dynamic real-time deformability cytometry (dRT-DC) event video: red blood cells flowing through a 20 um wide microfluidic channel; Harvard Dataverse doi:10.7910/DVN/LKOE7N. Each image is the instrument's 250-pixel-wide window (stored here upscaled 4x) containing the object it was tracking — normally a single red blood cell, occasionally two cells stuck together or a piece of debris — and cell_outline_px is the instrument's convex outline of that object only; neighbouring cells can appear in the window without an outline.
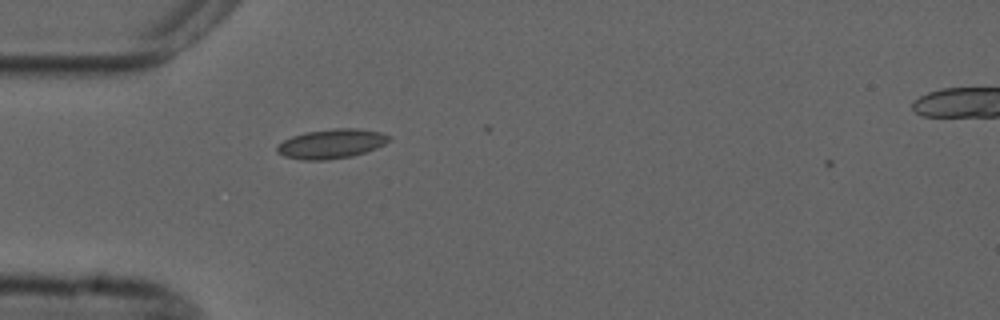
{"species": "common noctule bat (a hibernating species)", "species_latin": "Nyctalus noctula", "temperature_condition": "cold", "stored_images_in_passage": 2, "camera_frame_rate_fps": 3000, "um_per_image_px": 0.085, "animal": {"sex": "male", "forearm_length_mm": 52.5}, "frame": {"image": 1, "passage_image": 1, "time_ms": 0.0, "image_size_px": [1000, 320], "cell_outline_px": [[392, 140], [376, 148], [352, 156], [324, 160], [304, 160], [284, 156], [276, 152], [276, 148], [284, 140], [292, 136], [304, 132], [336, 128], [356, 128], [380, 132], [392, 136]], "centroid_in_image_um": [28.19, 12.21], "position_along_channel_um": 56.8, "area_um2": 19.19}}